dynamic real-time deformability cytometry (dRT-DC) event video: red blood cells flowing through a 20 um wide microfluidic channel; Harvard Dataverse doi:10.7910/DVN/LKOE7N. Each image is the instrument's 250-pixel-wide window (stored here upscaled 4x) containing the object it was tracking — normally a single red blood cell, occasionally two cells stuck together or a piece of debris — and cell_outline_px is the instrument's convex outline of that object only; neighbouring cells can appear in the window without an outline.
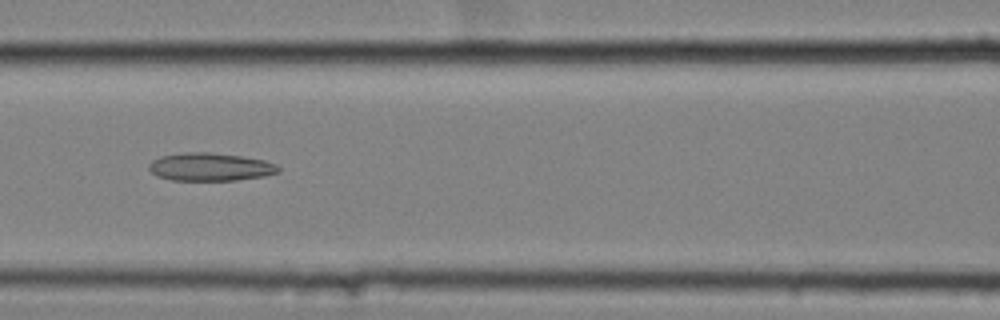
{"species": "common noctule bat (a hibernating species)", "species_latin": "Nyctalus noctula", "temperature_condition": "cold", "stored_images_in_passage": 30, "camera_frame_rate_fps": 3000, "um_per_image_px": 0.085, "animal": {"sex": "female", "body_mass_g": 25.1}, "frame": {"image": 1, "passage_image": 26, "time_ms": 8.333, "image_size_px": [1000, 320], "cell_outline_px": [[280, 172], [264, 176], [236, 180], [172, 180], [156, 176], [148, 168], [148, 164], [152, 160], [160, 156], [184, 152], [212, 152], [240, 156], [264, 160], [276, 164], [280, 168]], "centroid_in_image_um": [17.85, 14.18], "position_along_channel_um": 148.7, "area_um2": 21.21}}